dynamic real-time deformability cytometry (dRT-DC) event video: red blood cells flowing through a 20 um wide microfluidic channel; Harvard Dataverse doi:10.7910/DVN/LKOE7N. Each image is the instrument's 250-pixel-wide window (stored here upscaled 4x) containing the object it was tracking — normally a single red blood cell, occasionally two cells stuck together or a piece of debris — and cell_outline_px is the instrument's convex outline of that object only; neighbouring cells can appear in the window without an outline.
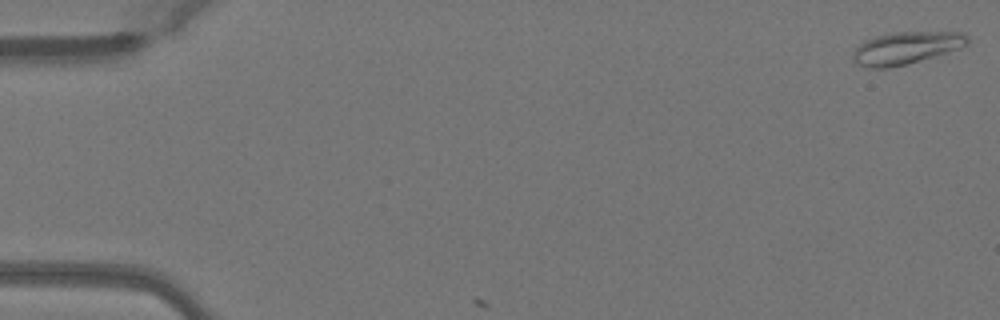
{"species": "Egyptian fruit bat (a non-hibernating species)", "species_latin": "Rousettus aegyptiacus", "temperature_condition": "warm", "stored_images_in_passage": 5, "camera_frame_rate_fps": 3000, "um_per_image_px": 0.085, "animal": {"sex": "female"}, "frame": {"image": 1, "passage_image": 1, "time_ms": 0.0, "image_size_px": [1000, 320], "cell_outline_px": [[968, 44], [960, 48], [908, 64], [888, 68], [868, 68], [856, 64], [852, 60], [852, 52], [864, 40], [876, 36], [896, 32], [964, 32], [968, 36]], "centroid_in_image_um": [76.99, 4.08], "position_along_channel_um": 8.0, "area_um2": 21.68}}